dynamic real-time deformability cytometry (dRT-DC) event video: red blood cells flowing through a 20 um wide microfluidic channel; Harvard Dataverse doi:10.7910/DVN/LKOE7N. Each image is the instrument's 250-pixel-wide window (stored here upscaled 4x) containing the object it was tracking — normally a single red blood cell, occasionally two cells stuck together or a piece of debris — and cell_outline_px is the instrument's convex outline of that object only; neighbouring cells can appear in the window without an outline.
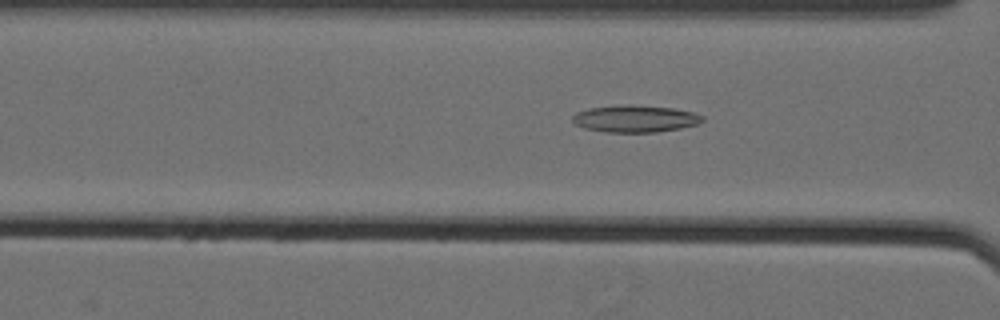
{"species": "Egyptian fruit bat (a non-hibernating species)", "species_latin": "Rousettus aegyptiacus", "temperature_condition": "cold", "stored_images_in_passage": 27, "camera_frame_rate_fps": 3000, "um_per_image_px": 0.085, "animal": {"sex": "female"}, "frame": {"image": 1, "passage_image": 17, "time_ms": 5.333, "image_size_px": [1000, 320], "cell_outline_px": [[704, 120], [696, 124], [680, 128], [656, 132], [608, 132], [584, 128], [576, 124], [572, 120], [572, 116], [576, 112], [588, 108], [616, 104], [628, 104], [672, 108], [696, 112], [704, 116]], "centroid_in_image_um": [53.98, 10.07], "position_along_channel_um": 112.6, "area_um2": 20.63}}
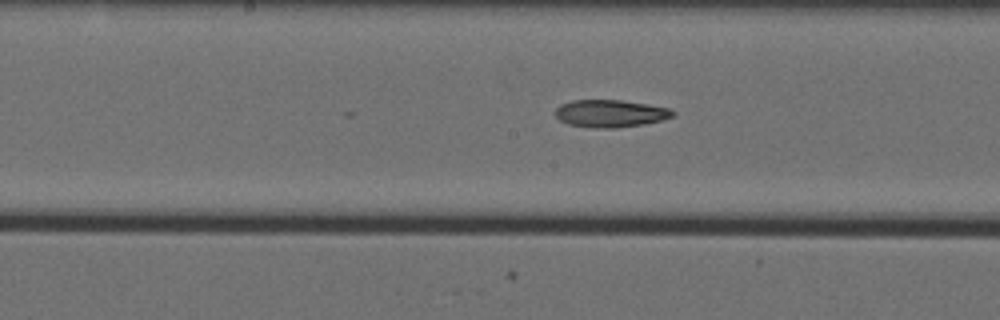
{"frame": {"image": 2, "passage_image": 24, "time_ms": 7.667, "image_size_px": [1000, 320], "cell_outline_px": [[676, 112], [672, 116], [660, 120], [644, 124], [616, 128], [592, 128], [568, 124], [560, 120], [556, 116], [556, 108], [560, 104], [572, 100], [620, 100], [668, 108]], "centroid_in_image_um": [51.84, 9.65], "position_along_channel_um": 196.4, "area_um2": 18.61}}
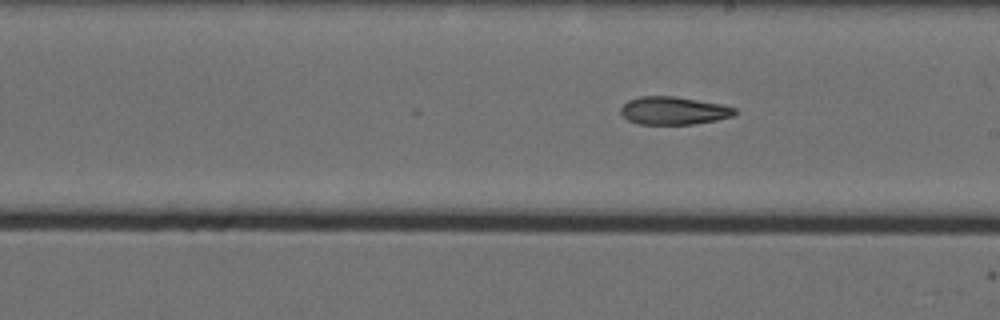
{"frame": {"image": 3, "passage_image": 27, "time_ms": 8.667, "image_size_px": [1000, 320], "cell_outline_px": [[736, 112], [732, 116], [716, 120], [692, 124], [636, 124], [628, 120], [620, 112], [620, 108], [628, 100], [640, 96], [672, 96], [720, 104], [736, 108]], "centroid_in_image_um": [57.22, 9.41], "position_along_channel_um": 231.8, "area_um2": 18.38}}